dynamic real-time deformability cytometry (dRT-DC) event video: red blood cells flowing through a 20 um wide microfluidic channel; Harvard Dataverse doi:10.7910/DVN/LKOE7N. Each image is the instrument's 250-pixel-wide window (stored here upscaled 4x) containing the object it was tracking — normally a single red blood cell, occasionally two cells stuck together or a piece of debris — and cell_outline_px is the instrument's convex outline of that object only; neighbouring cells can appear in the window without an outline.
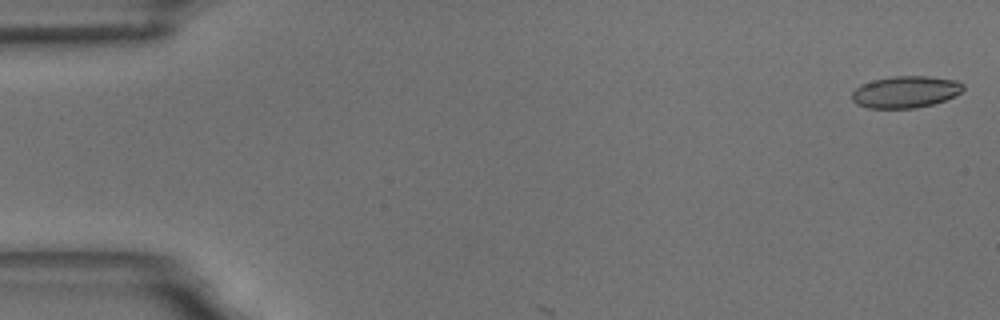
{"species": "common noctule bat (a hibernating species)", "species_latin": "Nyctalus noctula", "temperature_condition": "room temperature", "stored_images_in_passage": 7, "camera_frame_rate_fps": 3000, "um_per_image_px": 0.085, "animal": {"sex": "male", "body_mass_g": 18.8}, "frame": {"image": 1, "passage_image": 1, "time_ms": 0.0, "image_size_px": [1000, 320], "cell_outline_px": [[964, 88], [960, 92], [944, 100], [932, 104], [916, 108], [868, 108], [856, 104], [852, 100], [852, 92], [860, 84], [872, 80], [892, 76], [928, 76], [956, 80], [964, 84]], "centroid_in_image_um": [76.93, 7.8], "position_along_channel_um": 8.1, "area_um2": 20.63}}